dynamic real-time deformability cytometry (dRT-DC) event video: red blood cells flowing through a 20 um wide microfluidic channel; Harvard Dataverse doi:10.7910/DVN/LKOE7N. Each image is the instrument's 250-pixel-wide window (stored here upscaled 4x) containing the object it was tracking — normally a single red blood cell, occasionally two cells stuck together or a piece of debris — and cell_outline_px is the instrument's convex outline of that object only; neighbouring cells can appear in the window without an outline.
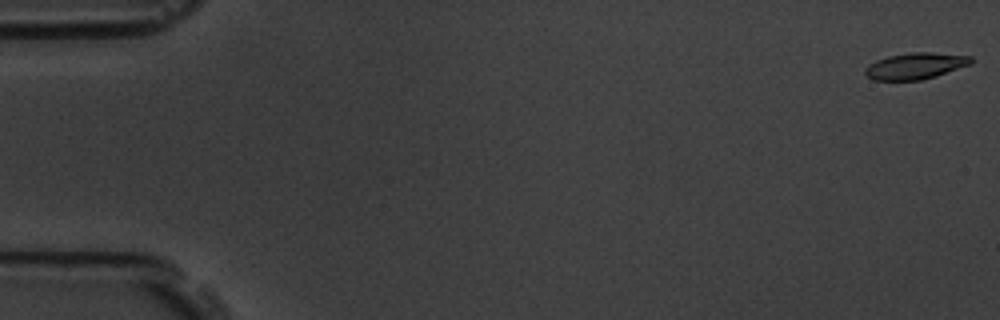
{"species": "common noctule bat (a hibernating species)", "species_latin": "Nyctalus noctula", "temperature_condition": "room temperature", "stored_images_in_passage": 58, "camera_frame_rate_fps": 3000, "um_per_image_px": 0.085, "animal": {"sex": "male", "body_mass_g": 19.5, "forearm_length_mm": 54.6}, "frame": {"image": 1, "passage_image": 1, "time_ms": 0.0, "image_size_px": [1000, 320], "cell_outline_px": [[972, 64], [936, 76], [920, 80], [876, 80], [868, 76], [864, 72], [868, 64], [876, 60], [888, 56], [912, 52], [928, 52], [972, 56]], "centroid_in_image_um": [77.83, 5.6], "position_along_channel_um": 7.2, "area_um2": 16.18}}
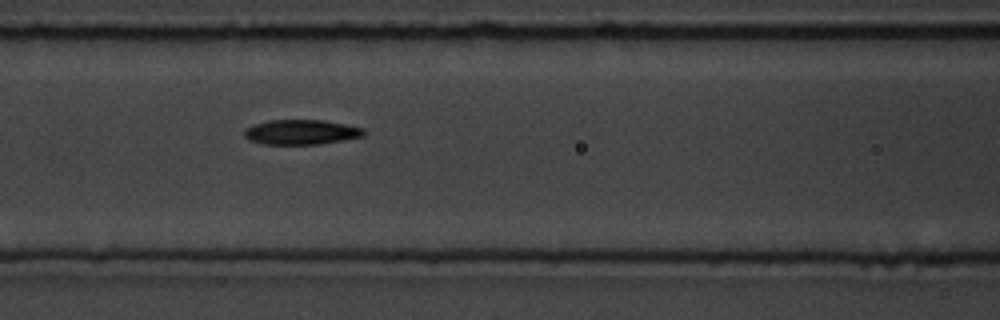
{"frame": {"image": 2, "passage_image": 25, "time_ms": 8.0, "image_size_px": [1000, 320], "cell_outline_px": [[364, 136], [344, 140], [320, 144], [264, 144], [248, 140], [244, 136], [244, 128], [252, 124], [268, 120], [324, 120], [364, 128]], "centroid_in_image_um": [25.56, 11.22], "position_along_channel_um": 141.0, "area_um2": 17.46}}
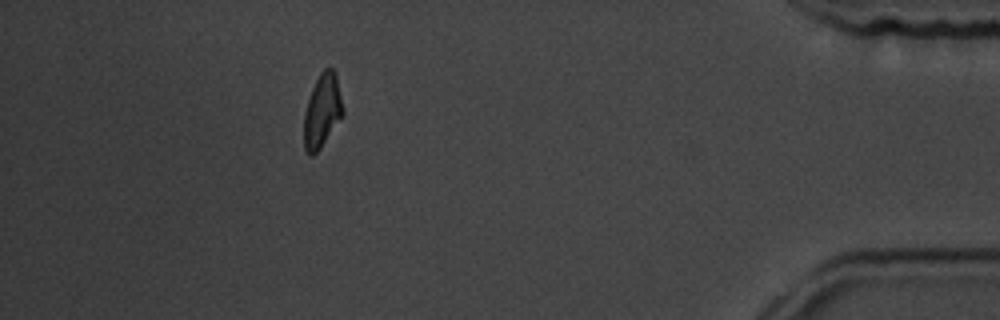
{"frame": {"image": 3, "passage_image": 52, "time_ms": 17.0, "image_size_px": [1000, 320], "cell_outline_px": [[344, 116], [320, 148], [312, 156], [308, 156], [304, 148], [304, 112], [312, 88], [320, 72], [324, 68], [332, 68], [336, 72], [344, 108]], "centroid_in_image_um": [27.41, 9.42], "position_along_channel_um": 407.8, "area_um2": 16.99}, "authors_computed_cell_mechanics": {"area_um2": 17.4556, "velocity_mm_per_s": 3.5562, "shape_relaxation_time_tau1_ms": 4.9925, "shape_relaxation_time_tau2_ms": 5.9348, "deformation_change_tau1": 0.1629, "deformation_change_tau2": 0.1146}}